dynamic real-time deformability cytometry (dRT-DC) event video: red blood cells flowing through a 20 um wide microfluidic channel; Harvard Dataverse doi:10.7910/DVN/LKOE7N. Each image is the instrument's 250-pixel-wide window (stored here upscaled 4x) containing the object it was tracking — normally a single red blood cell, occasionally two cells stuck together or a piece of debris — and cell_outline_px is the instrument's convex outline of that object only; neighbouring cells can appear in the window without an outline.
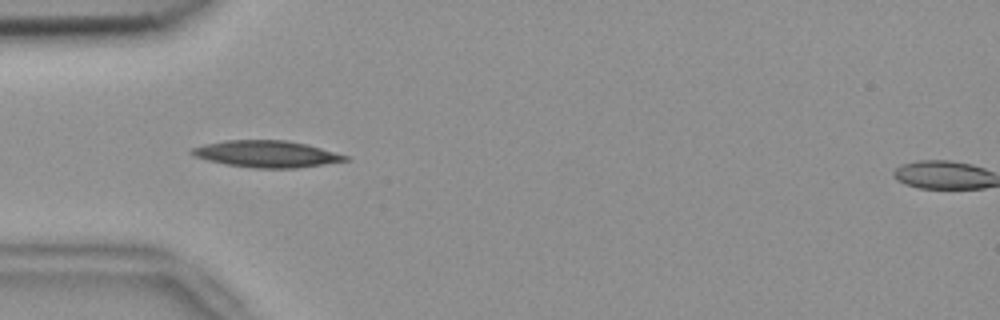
{"species": "common noctule bat (a hibernating species)", "species_latin": "Nyctalus noctula", "temperature_condition": "room temperature", "stored_images_in_passage": 37, "camera_frame_rate_fps": 3000, "um_per_image_px": 0.085, "animal": {"sex": "female", "body_mass_g": 18.4}, "frame": {"image": 1, "passage_image": 7, "time_ms": 2.0, "image_size_px": [1000, 320], "cell_outline_px": [[348, 160], [324, 164], [296, 168], [252, 168], [224, 164], [192, 156], [188, 152], [192, 148], [204, 144], [224, 140], [288, 140], [308, 144], [348, 156]], "centroid_in_image_um": [22.61, 13.08], "position_along_channel_um": 62.4, "area_um2": 23.99}}
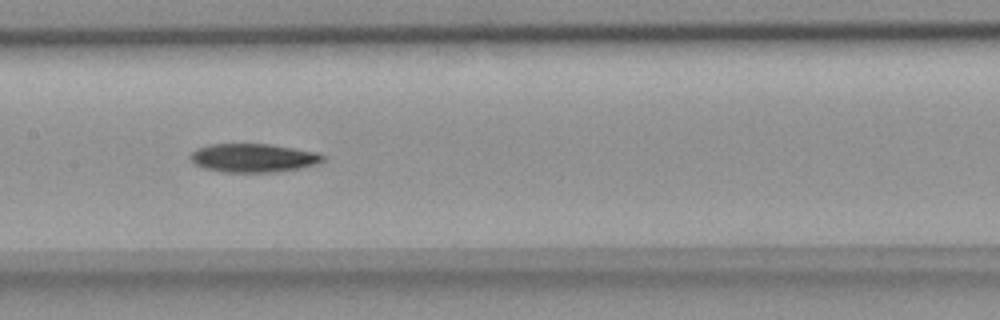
{"frame": {"image": 2, "passage_image": 17, "time_ms": 5.333, "image_size_px": [1000, 320], "cell_outline_px": [[324, 160], [316, 164], [300, 168], [276, 172], [224, 172], [204, 168], [196, 164], [188, 156], [196, 148], [208, 144], [268, 144], [320, 152], [324, 156]], "centroid_in_image_um": [21.54, 13.42], "position_along_channel_um": 185.9, "area_um2": 22.14}}
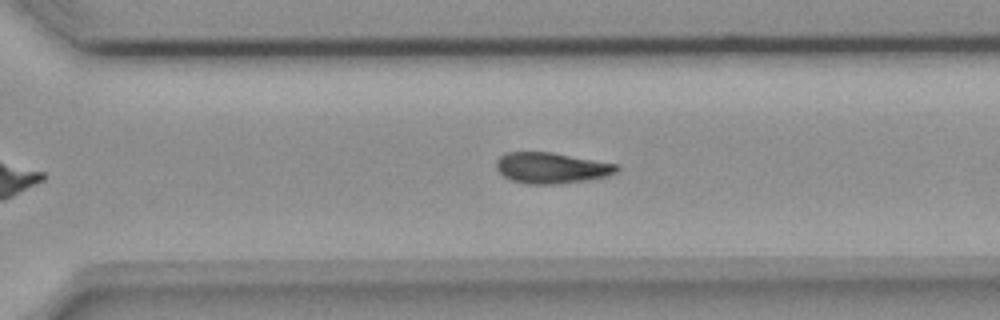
{"frame": {"image": 3, "passage_image": 28, "time_ms": 9.0, "image_size_px": [1000, 320], "cell_outline_px": [[620, 172], [608, 176], [588, 180], [560, 184], [524, 184], [512, 180], [504, 176], [496, 168], [496, 160], [500, 156], [508, 152], [552, 152], [620, 164]], "centroid_in_image_um": [46.94, 14.28], "position_along_channel_um": 323.7, "area_um2": 22.08}, "authors_computed_cell_mechanics": {"area_um2": 22.1952, "velocity_mm_per_s": 3.7645, "shape_relaxation_time_tau1_ms": 5.8693, "shape_relaxation_time_tau2_ms": null, "deformation_change_tau1": 0.1542, "deformation_change_tau2": null}}